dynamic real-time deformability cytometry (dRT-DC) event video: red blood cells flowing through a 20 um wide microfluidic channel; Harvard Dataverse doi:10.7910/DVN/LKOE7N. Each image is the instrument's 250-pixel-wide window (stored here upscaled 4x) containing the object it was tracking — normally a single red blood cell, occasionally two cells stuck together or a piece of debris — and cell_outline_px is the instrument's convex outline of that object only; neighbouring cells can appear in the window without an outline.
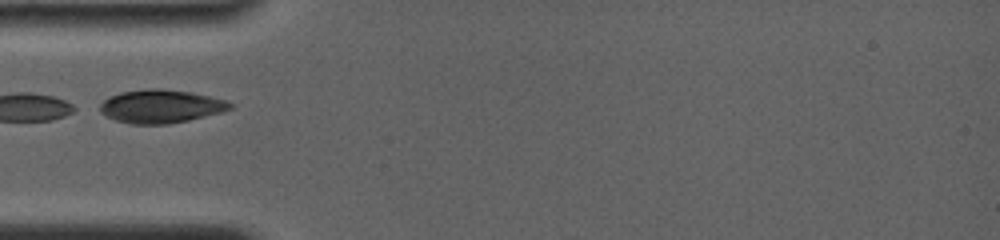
{"species": "common noctule bat (a hibernating species)", "species_latin": "Nyctalus noctula", "temperature_condition": "room temperature", "stored_images_in_passage": 26, "camera_frame_rate_fps": 4000, "um_per_image_px": 0.085, "animal": {"sex": "female", "body_mass_g": 19.0, "forearm_length_mm": 56.7}, "frame": {"image": 1, "passage_image": 1, "time_ms": 0.0, "image_size_px": [1000, 240], "cell_outline_px": [[232, 108], [224, 112], [188, 120], [168, 124], [128, 124], [116, 120], [100, 112], [100, 104], [104, 100], [120, 92], [152, 88], [160, 88], [188, 92], [208, 96], [224, 100], [232, 104]], "centroid_in_image_um": [13.67, 9.05], "position_along_channel_um": 71.3, "area_um2": 25.03}}